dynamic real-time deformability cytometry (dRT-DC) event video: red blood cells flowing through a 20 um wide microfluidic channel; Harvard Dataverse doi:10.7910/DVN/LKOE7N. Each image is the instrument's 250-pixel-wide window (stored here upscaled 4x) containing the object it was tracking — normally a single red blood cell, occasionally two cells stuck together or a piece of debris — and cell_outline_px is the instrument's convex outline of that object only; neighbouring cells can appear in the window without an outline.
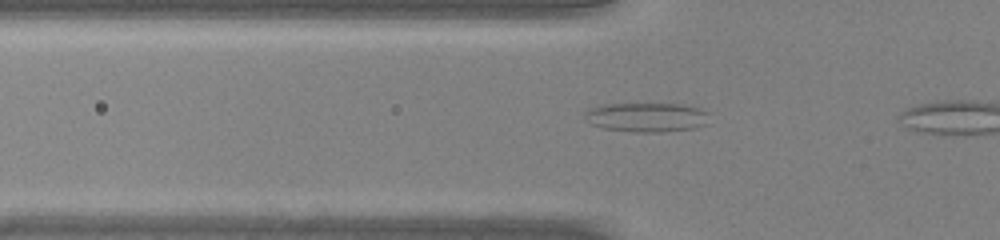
{"species": "common noctule bat (a hibernating species)", "species_latin": "Nyctalus noctula", "temperature_condition": "warm", "stored_images_in_passage": 20, "camera_frame_rate_fps": 3000, "um_per_image_px": 0.085, "animal": {"sex": "male", "body_mass_g": 20.0, "forearm_length_mm": 53.3}, "frame": {"image": 1, "passage_image": 9, "time_ms": 2.667, "image_size_px": [1000, 240], "cell_outline_px": [[708, 124], [696, 128], [664, 132], [636, 132], [604, 128], [592, 124], [584, 120], [584, 112], [588, 108], [604, 104], [680, 104], [700, 108], [708, 112]], "centroid_in_image_um": [54.97, 9.97], "position_along_channel_um": 70.8, "area_um2": 21.5}}
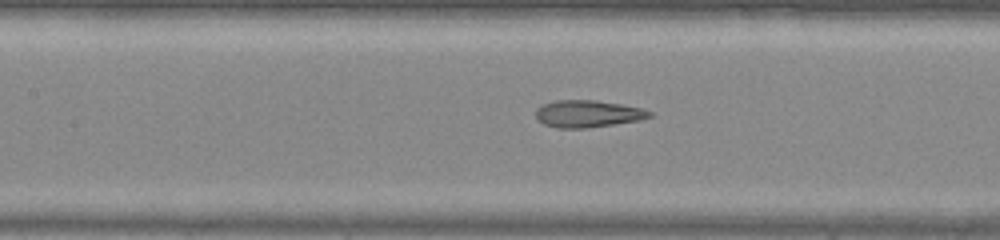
{"frame": {"image": 2, "passage_image": 15, "time_ms": 4.667, "image_size_px": [1000, 240], "cell_outline_px": [[652, 116], [640, 120], [588, 128], [556, 128], [544, 124], [536, 120], [536, 108], [540, 104], [556, 100], [596, 100], [620, 104], [640, 108], [652, 112]], "centroid_in_image_um": [49.91, 9.67], "position_along_channel_um": 157.5, "area_um2": 18.09}}